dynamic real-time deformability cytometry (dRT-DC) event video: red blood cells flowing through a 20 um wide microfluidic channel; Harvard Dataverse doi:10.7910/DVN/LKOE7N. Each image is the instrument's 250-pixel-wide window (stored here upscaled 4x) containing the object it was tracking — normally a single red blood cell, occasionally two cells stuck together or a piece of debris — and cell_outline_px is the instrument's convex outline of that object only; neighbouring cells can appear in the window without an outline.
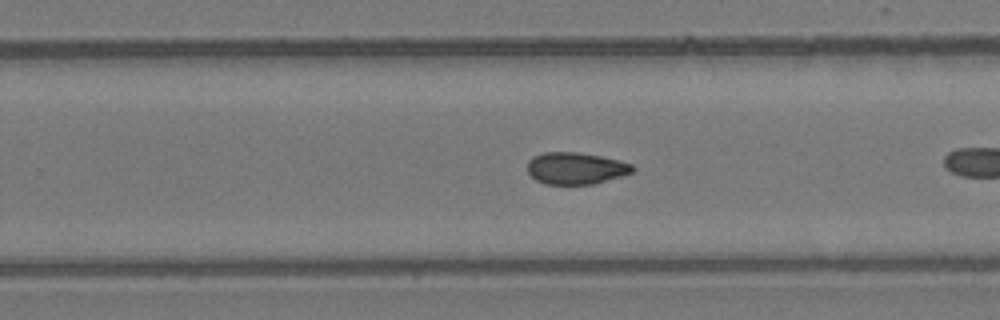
{"species": "common noctule bat (a hibernating species)", "species_latin": "Nyctalus noctula", "temperature_condition": "room temperature", "stored_images_in_passage": 22, "camera_frame_rate_fps": 3000, "um_per_image_px": 0.085, "animal": {"sex": "female", "body_mass_g": 24.6, "forearm_length_mm": 56.2}, "frame": {"image": 1, "passage_image": 16, "time_ms": 5.0, "image_size_px": [1000, 320], "cell_outline_px": [[636, 168], [632, 172], [620, 176], [592, 184], [544, 184], [536, 180], [528, 172], [528, 160], [532, 156], [544, 152], [576, 152], [600, 156], [620, 160], [632, 164]], "centroid_in_image_um": [48.92, 14.29], "position_along_channel_um": 280.9, "area_um2": 19.48}}
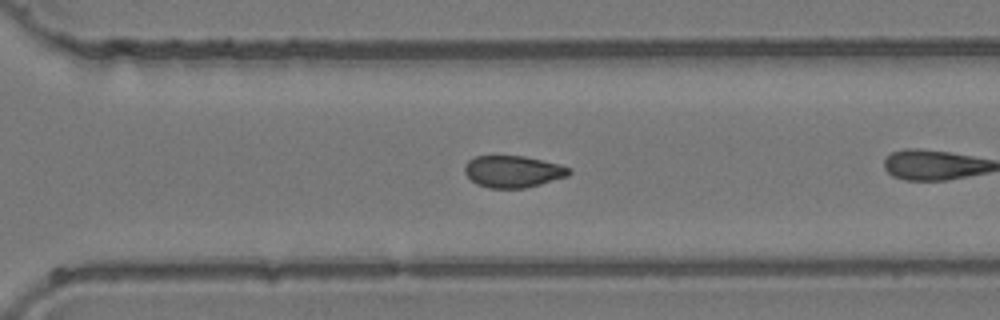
{"frame": {"image": 2, "passage_image": 19, "time_ms": 6.0, "image_size_px": [1000, 320], "cell_outline_px": [[572, 172], [568, 176], [540, 184], [524, 188], [488, 188], [476, 184], [464, 172], [464, 164], [468, 160], [476, 156], [524, 156], [560, 164], [572, 168]], "centroid_in_image_um": [43.61, 14.58], "position_along_channel_um": 327.0, "area_um2": 19.48}}